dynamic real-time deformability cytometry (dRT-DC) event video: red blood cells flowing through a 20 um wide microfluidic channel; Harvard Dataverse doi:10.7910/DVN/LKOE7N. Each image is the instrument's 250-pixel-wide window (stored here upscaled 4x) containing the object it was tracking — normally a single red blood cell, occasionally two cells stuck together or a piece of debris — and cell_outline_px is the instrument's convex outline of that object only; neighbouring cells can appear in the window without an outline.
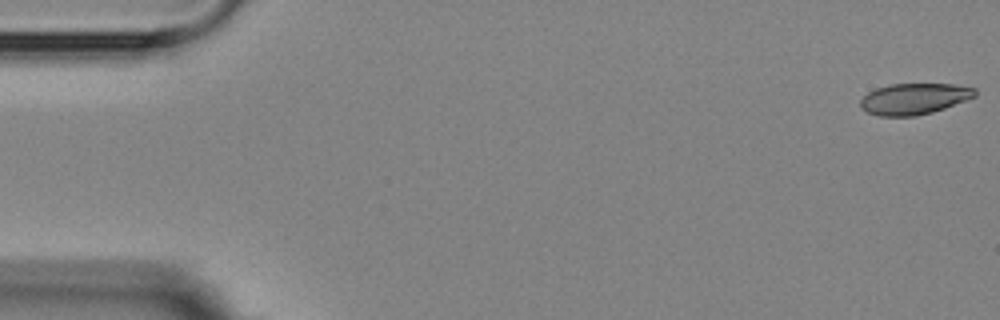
{"species": "Egyptian fruit bat (a non-hibernating species)", "species_latin": "Rousettus aegyptiacus", "temperature_condition": "room temperature", "stored_images_in_passage": 5, "camera_frame_rate_fps": 3000, "um_per_image_px": 0.085, "animal": {"sex": "female"}, "frame": {"image": 1, "passage_image": 1, "time_ms": 0.0, "image_size_px": [1000, 320], "cell_outline_px": [[976, 96], [944, 108], [932, 112], [916, 116], [880, 116], [868, 112], [860, 108], [860, 100], [868, 92], [876, 88], [892, 84], [952, 84], [976, 88]], "centroid_in_image_um": [77.68, 8.4], "position_along_channel_um": 7.3, "area_um2": 20.69}}